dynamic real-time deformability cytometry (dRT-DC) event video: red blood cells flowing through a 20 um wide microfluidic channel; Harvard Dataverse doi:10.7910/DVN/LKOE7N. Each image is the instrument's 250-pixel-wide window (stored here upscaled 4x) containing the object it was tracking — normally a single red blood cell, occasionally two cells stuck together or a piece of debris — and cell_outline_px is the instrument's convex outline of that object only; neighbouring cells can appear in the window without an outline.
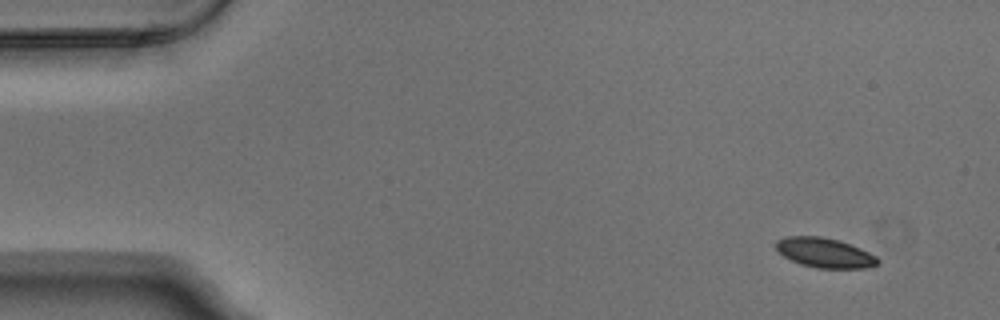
{"species": "Egyptian fruit bat (a non-hibernating species)", "species_latin": "Rousettus aegyptiacus", "temperature_condition": "warm", "stored_images_in_passage": 4, "camera_frame_rate_fps": 3000, "um_per_image_px": 0.085, "animal": {"sex": "male"}, "frame": {"image": 1, "passage_image": 1, "time_ms": 0.0, "image_size_px": [1000, 320], "cell_outline_px": [[880, 260], [876, 264], [868, 268], [816, 268], [800, 264], [776, 252], [776, 240], [784, 236], [820, 236], [840, 240], [860, 248], [876, 256]], "centroid_in_image_um": [70.07, 21.48], "position_along_channel_um": 14.9, "area_um2": 17.74}}
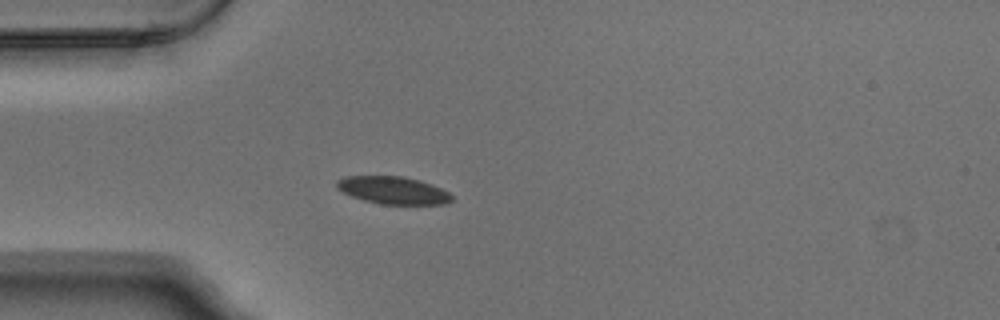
{"frame": {"image": 2, "passage_image": 4, "time_ms": 1.0, "image_size_px": [1000, 320], "cell_outline_px": [[452, 200], [448, 204], [380, 204], [364, 200], [352, 196], [336, 188], [336, 180], [344, 176], [404, 176], [420, 180], [432, 184], [448, 192], [452, 196]], "centroid_in_image_um": [33.41, 16.17], "position_along_channel_um": 51.6, "area_um2": 18.5}}